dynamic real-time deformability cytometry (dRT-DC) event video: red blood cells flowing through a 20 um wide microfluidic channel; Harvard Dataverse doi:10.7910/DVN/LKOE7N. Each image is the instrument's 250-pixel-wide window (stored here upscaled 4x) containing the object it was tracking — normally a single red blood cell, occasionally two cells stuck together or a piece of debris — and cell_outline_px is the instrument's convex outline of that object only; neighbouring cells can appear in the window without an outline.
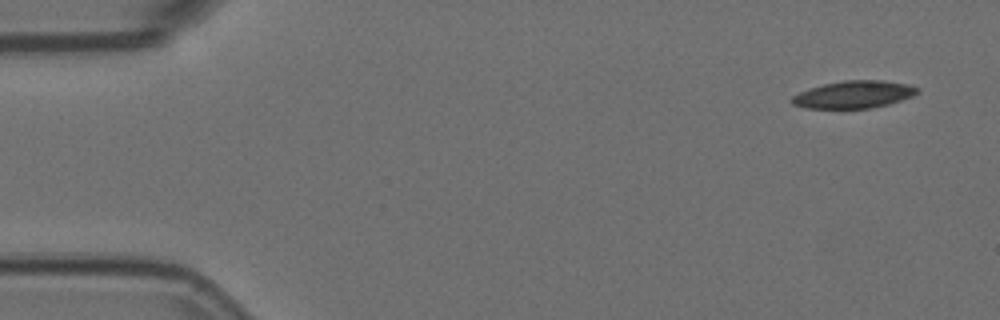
{"species": "Egyptian fruit bat (a non-hibernating species)", "species_latin": "Rousettus aegyptiacus", "temperature_condition": "room temperature", "stored_images_in_passage": 5, "segment_of_instrument_passage": [1, 2], "camera_frame_rate_fps": 3000, "um_per_image_px": 0.085, "animal": {"sex": "female"}, "frame": {"image": 1, "passage_image": 1, "time_ms": 0.0, "image_size_px": [1000, 320], "cell_outline_px": [[920, 92], [912, 96], [888, 104], [872, 108], [804, 108], [792, 104], [788, 100], [792, 96], [808, 88], [824, 84], [844, 80], [884, 80], [908, 84], [920, 88]], "centroid_in_image_um": [72.56, 8.03], "position_along_channel_um": 12.4, "area_um2": 20.17}}